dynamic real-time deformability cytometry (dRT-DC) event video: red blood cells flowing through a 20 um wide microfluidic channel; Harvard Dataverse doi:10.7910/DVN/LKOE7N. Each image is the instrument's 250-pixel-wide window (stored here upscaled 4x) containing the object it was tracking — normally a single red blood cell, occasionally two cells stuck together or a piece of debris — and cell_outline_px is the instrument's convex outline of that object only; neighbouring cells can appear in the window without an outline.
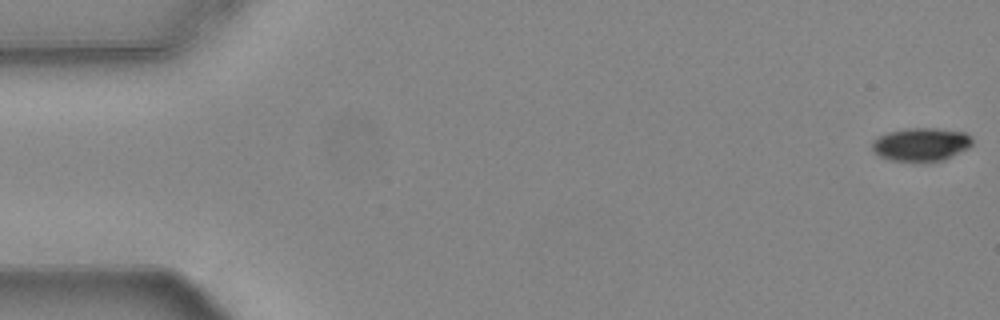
{"species": "common noctule bat (a hibernating species)", "species_latin": "Nyctalus noctula", "temperature_condition": "warm", "stored_images_in_passage": 55, "camera_frame_rate_fps": 3000, "um_per_image_px": 0.085, "animal": {"sex": "female", "body_mass_g": 24.6, "forearm_length_mm": 56.2}, "frame": {"image": 1, "passage_image": 1, "time_ms": 0.0, "image_size_px": [1000, 320], "cell_outline_px": [[972, 144], [968, 148], [944, 160], [888, 160], [872, 152], [872, 140], [888, 132], [904, 128], [936, 128], [964, 132], [972, 136]], "centroid_in_image_um": [78.28, 12.25], "position_along_channel_um": 6.7, "area_um2": 19.31}}
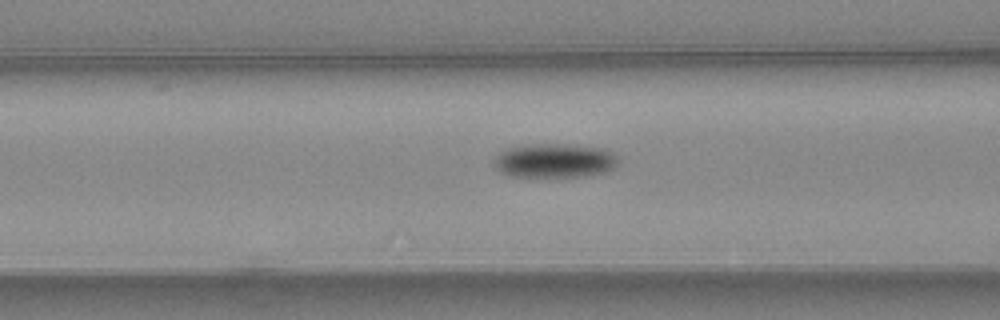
{"frame": {"image": 2, "passage_image": 22, "time_ms": 7.0, "image_size_px": [1000, 320], "cell_outline_px": [[620, 156], [616, 164], [612, 168], [604, 172], [584, 176], [508, 176], [500, 172], [492, 164], [492, 160], [500, 152], [508, 148], [528, 144], [564, 144], [604, 148]], "centroid_in_image_um": [47.11, 13.64], "position_along_channel_um": 119.5, "area_um2": 24.8}}
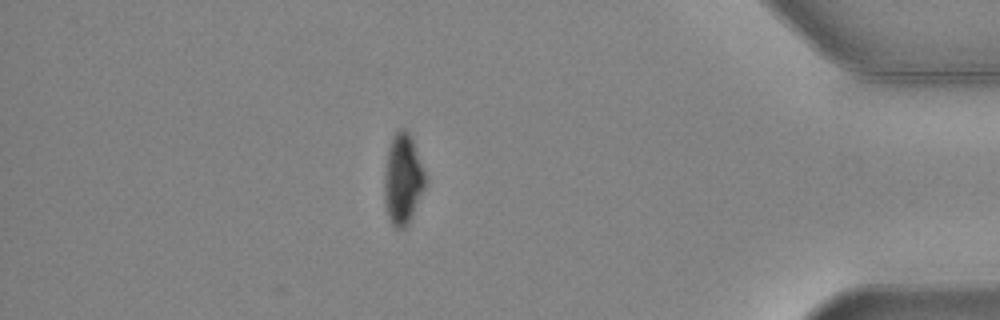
{"frame": {"image": 3, "passage_image": 48, "time_ms": 15.667, "image_size_px": [1000, 320], "cell_outline_px": [[428, 180], [408, 224], [404, 228], [396, 228], [392, 224], [388, 216], [384, 200], [384, 168], [388, 148], [392, 136], [400, 128], [404, 128], [408, 132], [412, 140]], "centroid_in_image_um": [34.23, 15.22], "position_along_channel_um": 401.0, "area_um2": 21.62}, "authors_computed_cell_mechanics": {"area_um2": 22.3686, "velocity_mm_per_s": 3.7384, "shape_relaxation_time_tau1_ms": 2.5068, "shape_relaxation_time_tau2_ms": null, "deformation_change_tau1": 0.1217, "deformation_change_tau2": null}}